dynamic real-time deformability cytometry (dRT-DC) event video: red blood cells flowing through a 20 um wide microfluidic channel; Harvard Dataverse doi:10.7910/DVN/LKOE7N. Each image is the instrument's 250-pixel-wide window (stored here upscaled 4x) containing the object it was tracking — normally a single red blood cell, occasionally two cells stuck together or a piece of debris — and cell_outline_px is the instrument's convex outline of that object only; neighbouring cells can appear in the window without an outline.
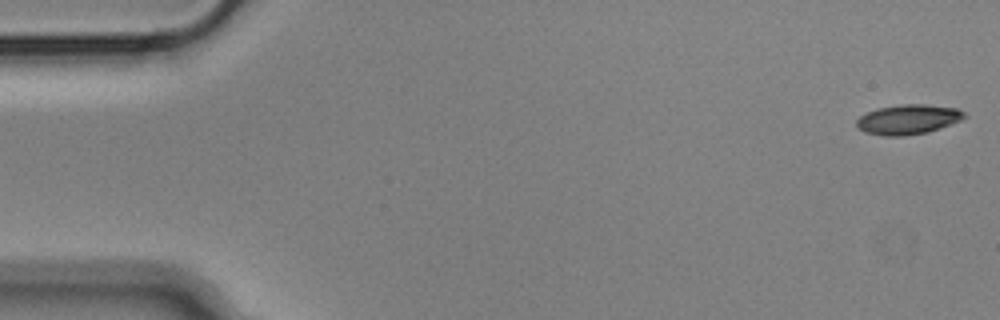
{"species": "Egyptian fruit bat (a non-hibernating species)", "species_latin": "Rousettus aegyptiacus", "temperature_condition": "cold", "stored_images_in_passage": 55, "camera_frame_rate_fps": 3000, "um_per_image_px": 0.085, "animal": {"sex": "male"}, "frame": {"image": 1, "passage_image": 1, "time_ms": 0.0, "image_size_px": [1000, 320], "cell_outline_px": [[968, 116], [960, 120], [940, 128], [928, 132], [904, 136], [884, 136], [864, 132], [856, 124], [856, 120], [860, 116], [876, 108], [900, 104], [924, 104], [956, 108], [964, 112]], "centroid_in_image_um": [77.18, 10.15], "position_along_channel_um": 7.8, "area_um2": 18.73}}
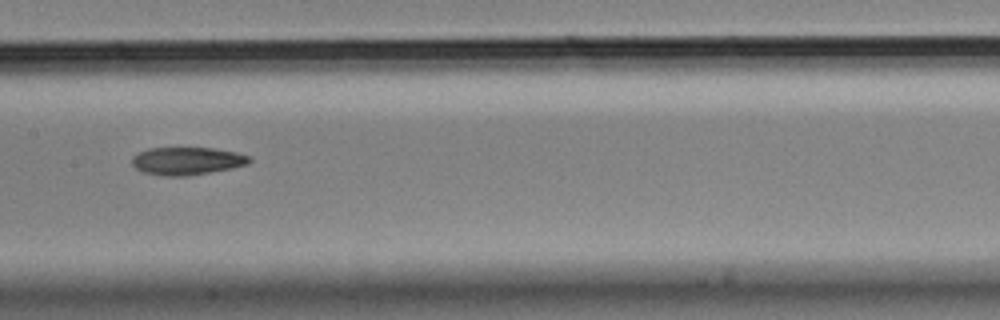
{"frame": {"image": 2, "passage_image": 27, "time_ms": 8.667, "image_size_px": [1000, 320], "cell_outline_px": [[252, 160], [248, 164], [232, 168], [184, 176], [164, 176], [140, 172], [132, 164], [132, 156], [148, 148], [212, 148], [236, 152], [252, 156]], "centroid_in_image_um": [15.89, 13.68], "position_along_channel_um": 191.5, "area_um2": 19.02}}
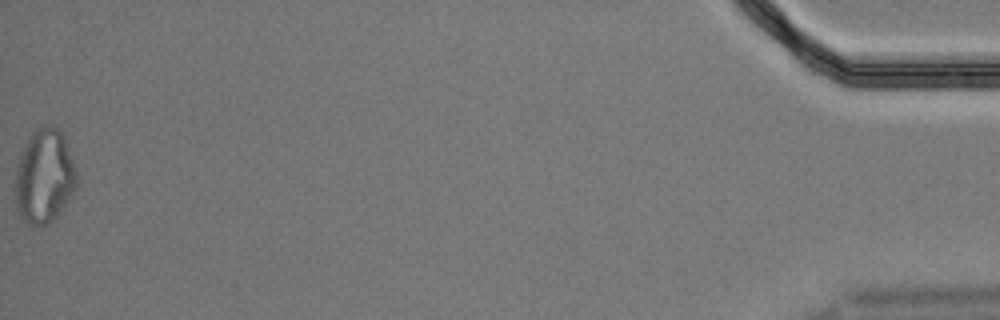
{"frame": {"image": 3, "passage_image": 55, "time_ms": 18.0, "image_size_px": [1000, 320], "cell_outline_px": [[80, 180], [76, 188], [60, 212], [52, 220], [44, 224], [28, 224], [20, 216], [16, 208], [16, 164], [20, 152], [32, 132], [48, 124], [64, 132]], "centroid_in_image_um": [3.8, 14.95], "position_along_channel_um": 431.4, "area_um2": 33.99}, "authors_computed_cell_mechanics": {"area_um2": 19.4786, "velocity_mm_per_s": 3.6416, "shape_relaxation_time_tau1_ms": null, "shape_relaxation_time_tau2_ms": 10.2533, "deformation_change_tau1": null, "deformation_change_tau2": 0.2132}}